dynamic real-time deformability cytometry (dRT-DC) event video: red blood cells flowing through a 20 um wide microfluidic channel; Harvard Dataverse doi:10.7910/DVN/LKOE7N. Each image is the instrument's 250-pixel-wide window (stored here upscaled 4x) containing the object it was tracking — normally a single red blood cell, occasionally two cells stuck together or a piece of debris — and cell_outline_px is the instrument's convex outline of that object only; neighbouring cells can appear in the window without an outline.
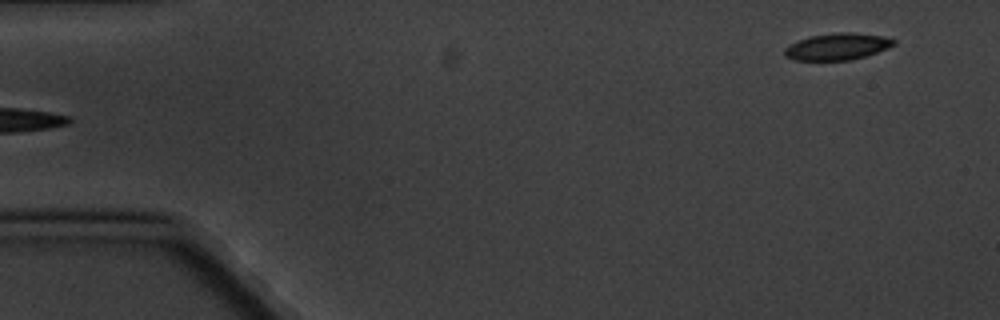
{"species": "common noctule bat (a hibernating species)", "species_latin": "Nyctalus noctula", "temperature_condition": "cold", "stored_images_in_passage": 5, "segment_of_instrument_passage": [2, 2], "camera_frame_rate_fps": 3000, "um_per_image_px": 0.085, "animal": {"sex": "male", "body_mass_g": 20.1, "forearm_length_mm": 53.5}, "frame": {"image": 1, "passage_image": 5, "time_ms": 5.333, "image_size_px": [1000, 320], "cell_outline_px": [[896, 44], [888, 48], [864, 56], [848, 60], [796, 60], [784, 56], [784, 48], [808, 36], [836, 32], [852, 32], [884, 36], [896, 40]], "centroid_in_image_um": [71.19, 3.95], "position_along_channel_um": 13.8, "area_um2": 16.94}}